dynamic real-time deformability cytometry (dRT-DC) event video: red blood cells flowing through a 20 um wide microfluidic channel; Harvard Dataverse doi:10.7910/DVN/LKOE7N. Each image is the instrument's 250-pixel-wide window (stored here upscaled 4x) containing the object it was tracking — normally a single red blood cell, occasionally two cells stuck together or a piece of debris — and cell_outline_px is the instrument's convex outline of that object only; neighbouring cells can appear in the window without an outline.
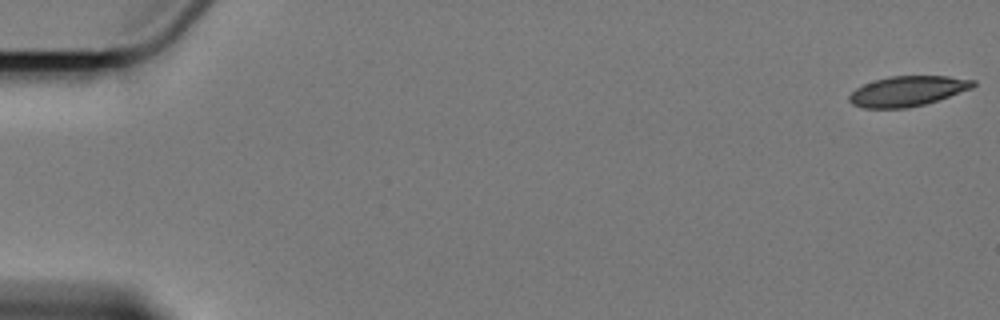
{"species": "Egyptian fruit bat (a non-hibernating species)", "species_latin": "Rousettus aegyptiacus", "temperature_condition": "cold", "stored_images_in_passage": 6, "camera_frame_rate_fps": 3000, "um_per_image_px": 0.085, "animal": {"sex": "female"}, "frame": {"image": 1, "passage_image": 1, "time_ms": 0.0, "image_size_px": [1000, 320], "cell_outline_px": [[976, 84], [972, 88], [924, 104], [908, 108], [864, 108], [852, 104], [848, 100], [848, 96], [856, 88], [864, 84], [876, 80], [892, 76], [948, 76], [976, 80]], "centroid_in_image_um": [77.13, 7.74], "position_along_channel_um": 7.9, "area_um2": 21.56}}